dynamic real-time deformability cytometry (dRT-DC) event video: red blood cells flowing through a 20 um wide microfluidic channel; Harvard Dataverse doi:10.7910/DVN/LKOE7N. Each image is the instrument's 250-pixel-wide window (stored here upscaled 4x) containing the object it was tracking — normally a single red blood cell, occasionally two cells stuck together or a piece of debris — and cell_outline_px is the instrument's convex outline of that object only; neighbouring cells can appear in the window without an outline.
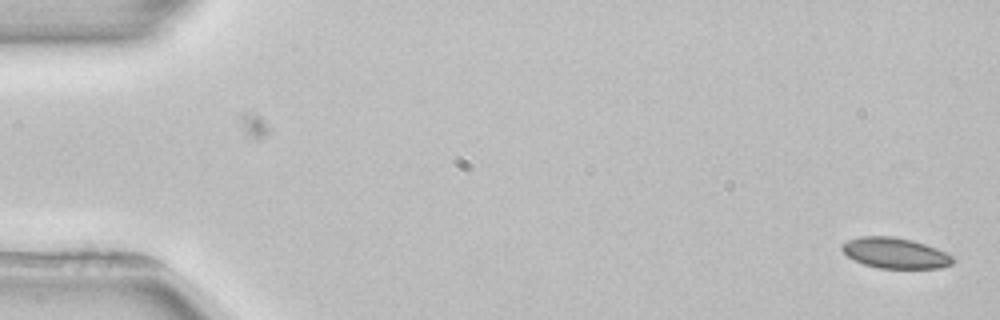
{"species": "common noctule bat (a hibernating species)", "species_latin": "Nyctalus noctula", "temperature_condition": "room temperature", "stored_images_in_passage": 2, "camera_frame_rate_fps": 3000, "um_per_image_px": 0.085, "animal": {"sex": "female", "body_mass_g": 22.7, "forearm_length_mm": 54.2}, "frame": {"image": 1, "passage_image": 2, "time_ms": 1.333, "image_size_px": [1000, 320], "cell_outline_px": [[952, 264], [940, 268], [880, 268], [864, 264], [848, 256], [840, 248], [840, 244], [848, 240], [860, 236], [892, 236], [912, 240], [936, 248], [952, 256]], "centroid_in_image_um": [76.05, 21.5], "position_along_channel_um": 8.9, "area_um2": 19.59}}